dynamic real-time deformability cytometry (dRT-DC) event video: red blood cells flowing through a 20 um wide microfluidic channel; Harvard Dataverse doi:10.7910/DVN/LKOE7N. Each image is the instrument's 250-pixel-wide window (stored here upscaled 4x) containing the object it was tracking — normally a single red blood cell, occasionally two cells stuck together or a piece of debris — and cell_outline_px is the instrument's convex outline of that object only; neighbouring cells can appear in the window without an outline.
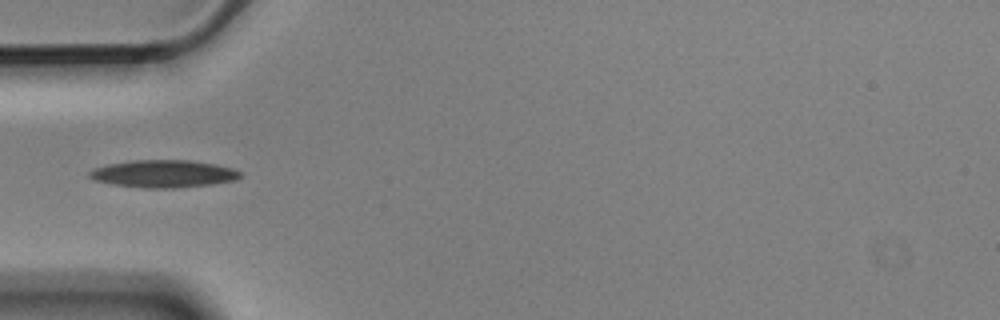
{"species": "Egyptian fruit bat (a non-hibernating species)", "species_latin": "Rousettus aegyptiacus", "temperature_condition": "cold", "stored_images_in_passage": 4, "camera_frame_rate_fps": 3000, "um_per_image_px": 0.085, "animal": {"sex": "male"}, "frame": {"image": 1, "passage_image": 2, "time_ms": 0.333, "image_size_px": [1000, 320], "cell_outline_px": [[240, 176], [236, 180], [212, 184], [176, 188], [144, 188], [112, 184], [96, 180], [88, 176], [88, 172], [96, 168], [108, 164], [132, 160], [188, 160], [216, 164], [232, 168], [240, 172]], "centroid_in_image_um": [13.9, 14.77], "position_along_channel_um": 71.1, "area_um2": 24.04}}
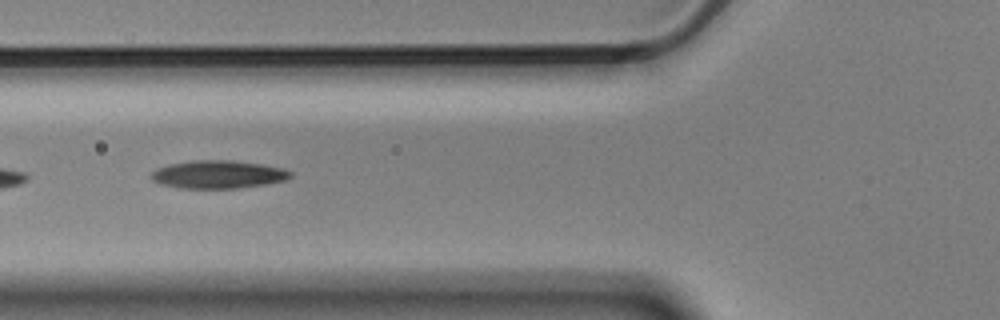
{"frame": {"image": 2, "passage_image": 3, "time_ms": 0.667, "image_size_px": [1000, 320], "cell_outline_px": [[292, 176], [288, 180], [240, 188], [180, 188], [160, 184], [152, 180], [148, 176], [156, 168], [168, 164], [192, 160], [232, 160], [260, 164], [284, 168], [292, 172]], "centroid_in_image_um": [18.52, 14.82], "position_along_channel_um": 107.3, "area_um2": 22.95}}
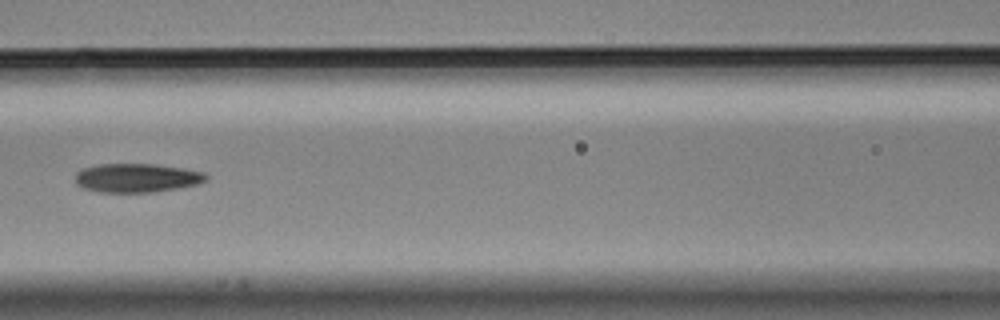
{"frame": {"image": 3, "passage_image": 4, "time_ms": 1.0, "image_size_px": [1000, 320], "cell_outline_px": [[208, 180], [196, 184], [176, 188], [152, 192], [100, 192], [84, 188], [76, 184], [76, 172], [84, 168], [100, 164], [156, 164], [184, 168], [204, 172], [208, 176]], "centroid_in_image_um": [11.64, 15.11], "position_along_channel_um": 155.0, "area_um2": 21.91}}